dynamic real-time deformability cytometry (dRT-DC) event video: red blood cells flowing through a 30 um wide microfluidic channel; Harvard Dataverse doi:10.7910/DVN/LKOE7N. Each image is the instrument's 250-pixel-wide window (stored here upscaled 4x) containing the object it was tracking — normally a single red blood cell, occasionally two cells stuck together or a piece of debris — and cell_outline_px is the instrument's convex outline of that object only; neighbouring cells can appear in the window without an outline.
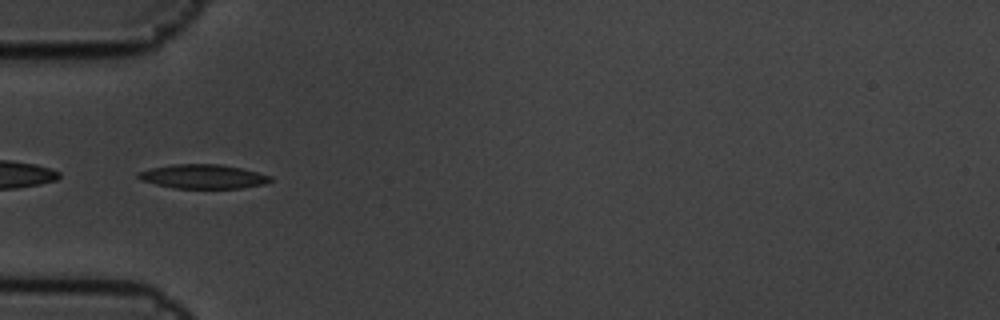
{"species": "common noctule bat (a hibernating species)", "species_latin": "Nyctalus noctula", "temperature_condition": "cold", "stored_images_in_passage": 5, "camera_frame_rate_fps": 3000, "um_per_image_px": 0.085, "animal": {"sex": "male", "body_mass_g": 19.5, "forearm_length_mm": 54.6}, "frame": {"image": 1, "passage_image": 3, "time_ms": 0.667, "image_size_px": [1000, 320], "cell_outline_px": [[272, 180], [264, 184], [240, 188], [176, 188], [156, 184], [140, 180], [136, 176], [136, 172], [152, 168], [172, 164], [220, 164], [240, 168], [272, 176]], "centroid_in_image_um": [17.23, 15.0], "position_along_channel_um": 67.8, "area_um2": 18.5}}